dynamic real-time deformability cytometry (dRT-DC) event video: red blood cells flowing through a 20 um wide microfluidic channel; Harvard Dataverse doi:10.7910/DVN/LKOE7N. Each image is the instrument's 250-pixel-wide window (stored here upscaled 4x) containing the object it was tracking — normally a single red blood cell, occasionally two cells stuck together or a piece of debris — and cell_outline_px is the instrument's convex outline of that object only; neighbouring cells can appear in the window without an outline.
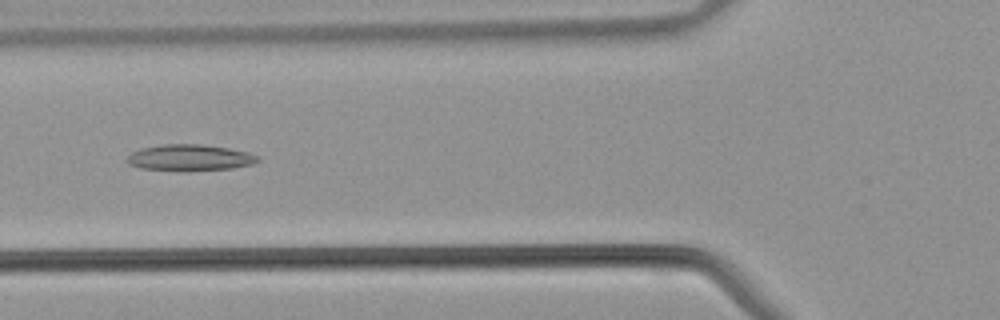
{"species": "common noctule bat (a hibernating species)", "species_latin": "Nyctalus noctula", "temperature_condition": "warm", "stored_images_in_passage": 36, "camera_frame_rate_fps": 3000, "um_per_image_px": 0.085, "animal": {"sex": "male", "body_mass_g": 21.5, "forearm_length_mm": 52.0}, "frame": {"image": 1, "passage_image": 10, "time_ms": 3.0, "image_size_px": [1000, 320], "cell_outline_px": [[260, 160], [252, 164], [232, 168], [140, 168], [128, 164], [124, 160], [132, 152], [140, 148], [164, 144], [204, 144], [228, 148], [248, 152], [260, 156]], "centroid_in_image_um": [16.14, 13.34], "position_along_channel_um": 109.7, "area_um2": 19.13}}
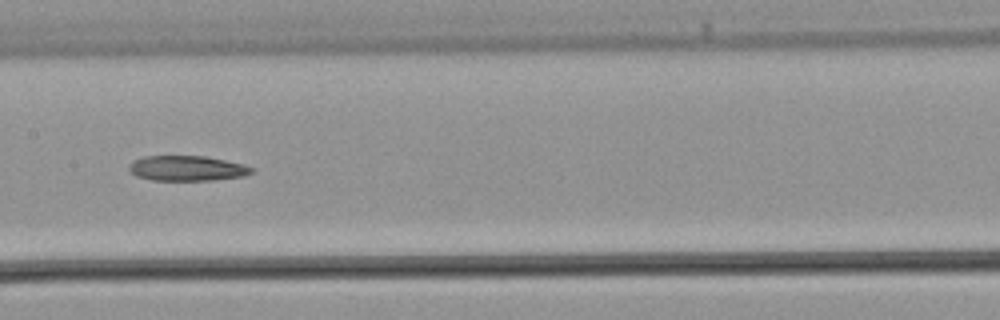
{"frame": {"image": 2, "passage_image": 15, "time_ms": 4.667, "image_size_px": [1000, 320], "cell_outline_px": [[256, 168], [252, 172], [244, 176], [216, 180], [152, 180], [136, 176], [128, 168], [136, 160], [144, 156], [204, 156], [244, 164]], "centroid_in_image_um": [15.96, 14.31], "position_along_channel_um": 191.4, "area_um2": 17.86}}
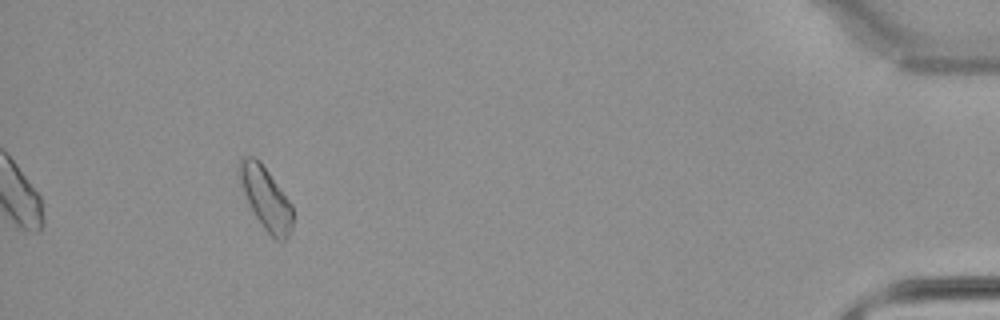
{"frame": {"image": 3, "passage_image": 33, "time_ms": 10.667, "image_size_px": [1000, 320], "cell_outline_px": [[292, 228], [288, 236], [284, 240], [276, 240], [264, 228], [256, 216], [236, 176], [236, 168], [240, 160], [244, 156], [252, 156], [260, 160], [292, 204]], "centroid_in_image_um": [22.56, 16.78], "position_along_channel_um": 412.6, "area_um2": 19.36}}